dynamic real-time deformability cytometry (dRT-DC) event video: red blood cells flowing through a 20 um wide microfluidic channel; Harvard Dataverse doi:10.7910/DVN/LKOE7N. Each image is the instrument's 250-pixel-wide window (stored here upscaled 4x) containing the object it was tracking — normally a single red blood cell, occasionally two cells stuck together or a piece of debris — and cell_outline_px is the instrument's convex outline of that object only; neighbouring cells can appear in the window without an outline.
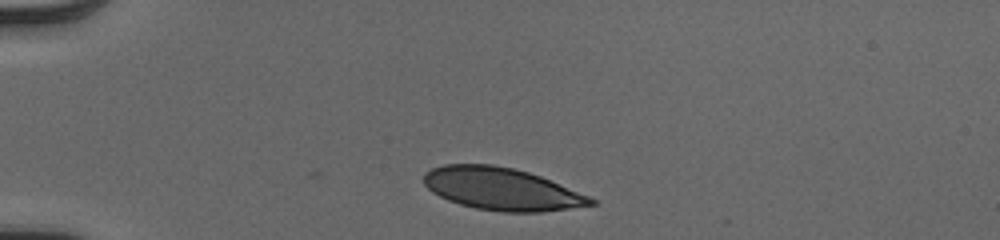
{"species": "human", "species_latin": "Homo sapiens", "temperature_condition": "cold", "stored_images_in_passage": 34, "camera_frame_rate_fps": 3000, "um_per_image_px": 0.085, "donor": {"sex": "male"}, "frame": {"image": 1, "passage_image": 1, "time_ms": 0.0, "image_size_px": [1000, 240], "cell_outline_px": [[596, 204], [540, 212], [504, 212], [476, 208], [460, 204], [448, 200], [432, 192], [424, 184], [424, 172], [432, 168], [444, 164], [492, 164], [512, 168], [528, 172], [540, 176], [588, 196], [596, 200]], "centroid_in_image_um": [42.6, 16.05], "position_along_channel_um": 42.4, "area_um2": 40.86}}
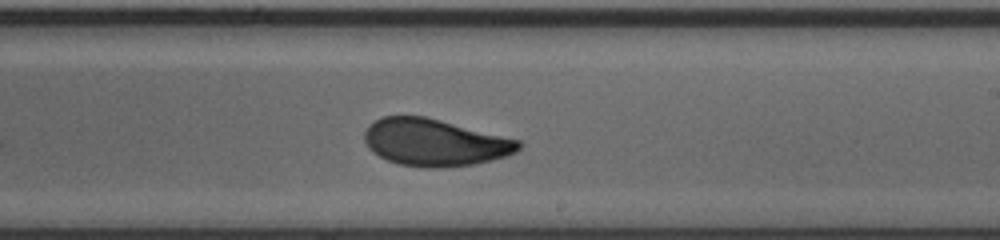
{"frame": {"image": 2, "passage_image": 20, "time_ms": 6.333, "image_size_px": [1000, 240], "cell_outline_px": [[524, 144], [516, 152], [508, 156], [476, 164], [440, 168], [428, 168], [400, 164], [388, 160], [372, 152], [368, 148], [364, 140], [364, 132], [368, 124], [384, 116], [424, 116], [520, 140]], "centroid_in_image_um": [36.96, 12.12], "position_along_channel_um": 252.0, "area_um2": 42.37}}
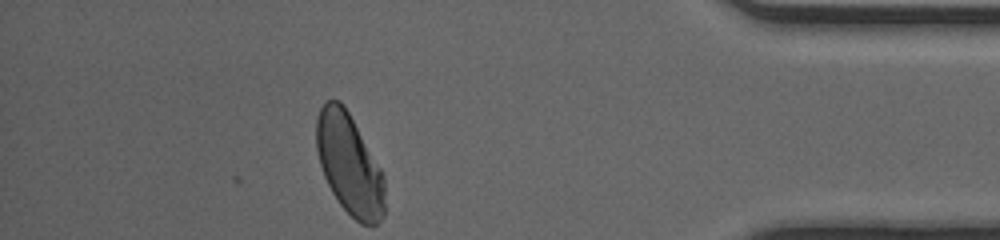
{"frame": {"image": 3, "passage_image": 34, "time_ms": 11.0, "image_size_px": [1000, 240], "cell_outline_px": [[384, 216], [376, 224], [360, 224], [340, 204], [332, 192], [324, 176], [320, 164], [316, 148], [316, 116], [324, 100], [340, 100], [344, 104], [380, 168], [384, 176]], "centroid_in_image_um": [29.67, 13.94], "position_along_channel_um": 405.5, "area_um2": 39.94}, "authors_computed_cell_mechanics": {"area_um2": 42.4252, "velocity_mm_per_s": 4.042, "shape_relaxation_time_tau1_ms": 2.8845, "shape_relaxation_time_tau2_ms": null, "deformation_change_tau1": 0.1236, "deformation_change_tau2": null}}